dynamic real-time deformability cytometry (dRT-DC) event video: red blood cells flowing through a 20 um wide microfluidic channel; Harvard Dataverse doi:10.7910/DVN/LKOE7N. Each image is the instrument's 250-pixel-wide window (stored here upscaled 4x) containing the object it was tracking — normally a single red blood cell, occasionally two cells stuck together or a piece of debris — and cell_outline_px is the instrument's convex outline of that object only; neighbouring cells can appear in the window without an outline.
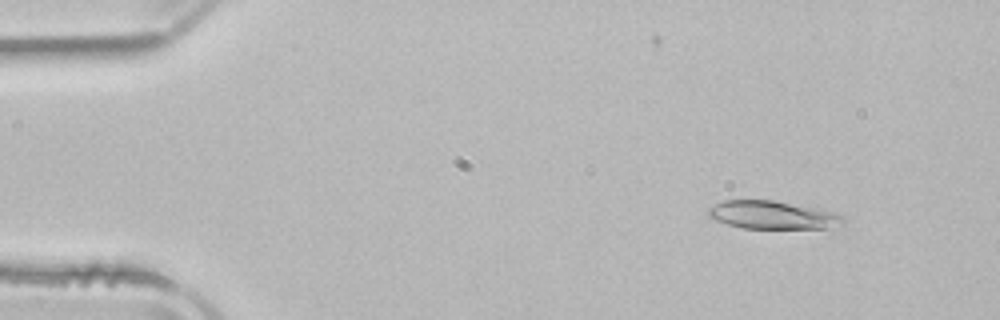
{"species": "common noctule bat (a hibernating species)", "species_latin": "Nyctalus noctula", "temperature_condition": "room temperature", "stored_images_in_passage": 53, "camera_frame_rate_fps": 3000, "um_per_image_px": 0.085, "animal": {"sex": "male", "body_mass_g": 21.5, "forearm_length_mm": 52.0}, "frame": {"image": 1, "passage_image": 6, "time_ms": 1.667, "image_size_px": [1000, 320], "cell_outline_px": [[844, 224], [828, 228], [744, 228], [728, 224], [716, 220], [708, 216], [708, 208], [724, 200], [772, 200], [820, 208], [836, 212], [844, 220]], "centroid_in_image_um": [65.69, 18.27], "position_along_channel_um": 19.3, "area_um2": 22.02}}
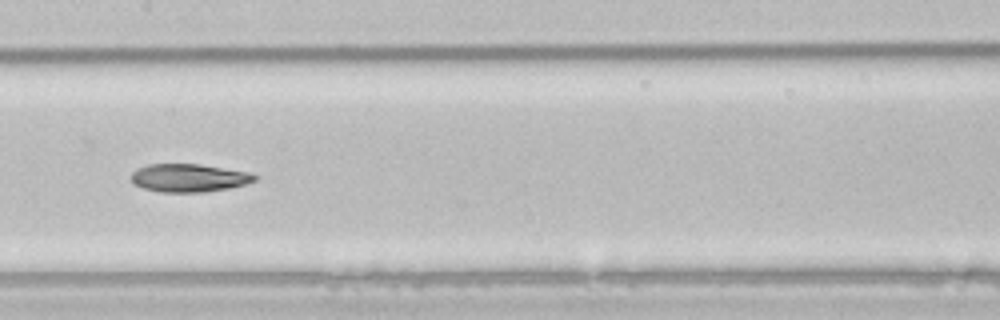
{"frame": {"image": 2, "passage_image": 26, "time_ms": 8.333, "image_size_px": [1000, 320], "cell_outline_px": [[260, 176], [256, 180], [244, 184], [228, 188], [204, 192], [160, 192], [144, 188], [136, 184], [132, 180], [132, 172], [136, 168], [148, 164], [200, 164], [248, 172]], "centroid_in_image_um": [16.07, 15.11], "position_along_channel_um": 191.3, "area_um2": 20.11}}
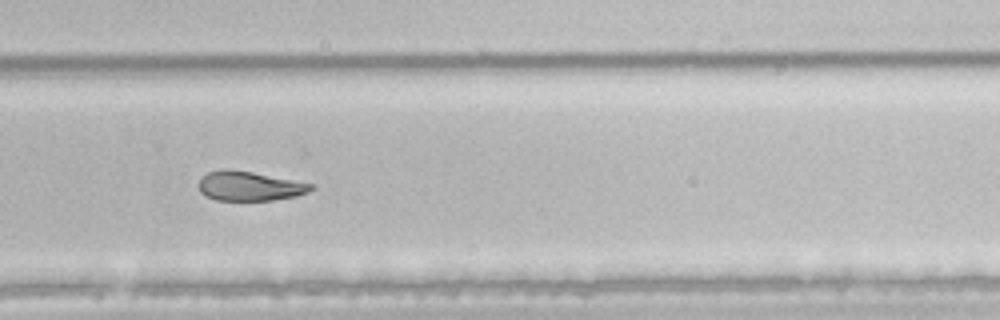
{"frame": {"image": 3, "passage_image": 35, "time_ms": 11.333, "image_size_px": [1000, 320], "cell_outline_px": [[316, 188], [308, 192], [296, 196], [272, 200], [216, 200], [200, 192], [200, 176], [208, 172], [252, 172], [316, 184]], "centroid_in_image_um": [21.31, 15.85], "position_along_channel_um": 308.5, "area_um2": 18.67}, "authors_computed_cell_mechanics": {"area_um2": 21.4438, "velocity_mm_per_s": 3.9333, "shape_relaxation_time_tau1_ms": 6.0377, "shape_relaxation_time_tau2_ms": 8.88, "deformation_change_tau1": 0.1767, "deformation_change_tau2": 0.1828}}